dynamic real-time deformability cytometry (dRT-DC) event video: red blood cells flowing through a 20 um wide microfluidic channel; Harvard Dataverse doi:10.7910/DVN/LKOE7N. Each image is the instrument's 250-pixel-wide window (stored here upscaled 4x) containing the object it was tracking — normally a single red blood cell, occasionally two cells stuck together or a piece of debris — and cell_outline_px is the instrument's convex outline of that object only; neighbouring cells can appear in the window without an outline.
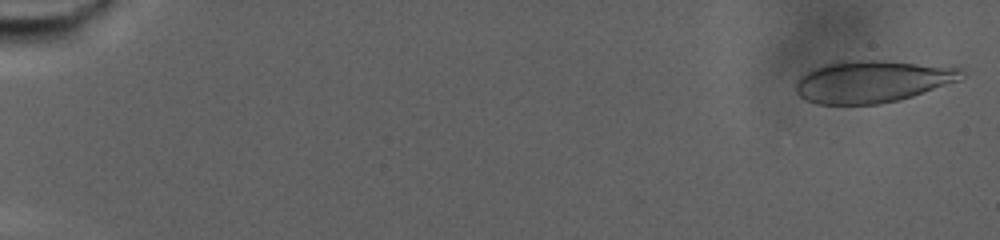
{"species": "human", "species_latin": "Homo sapiens", "temperature_condition": "warm", "stored_images_in_passage": 22, "camera_frame_rate_fps": 3000, "um_per_image_px": 0.085, "donor": {"sex": "male"}, "frame": {"image": 1, "passage_image": 2, "time_ms": 0.333, "image_size_px": [1000, 240], "cell_outline_px": [[964, 76], [960, 80], [912, 96], [896, 100], [876, 104], [816, 104], [804, 100], [796, 92], [796, 84], [808, 72], [816, 68], [828, 64], [856, 60], [884, 60], [964, 68]], "centroid_in_image_um": [74.19, 6.93], "position_along_channel_um": 10.8, "area_um2": 40.11}}